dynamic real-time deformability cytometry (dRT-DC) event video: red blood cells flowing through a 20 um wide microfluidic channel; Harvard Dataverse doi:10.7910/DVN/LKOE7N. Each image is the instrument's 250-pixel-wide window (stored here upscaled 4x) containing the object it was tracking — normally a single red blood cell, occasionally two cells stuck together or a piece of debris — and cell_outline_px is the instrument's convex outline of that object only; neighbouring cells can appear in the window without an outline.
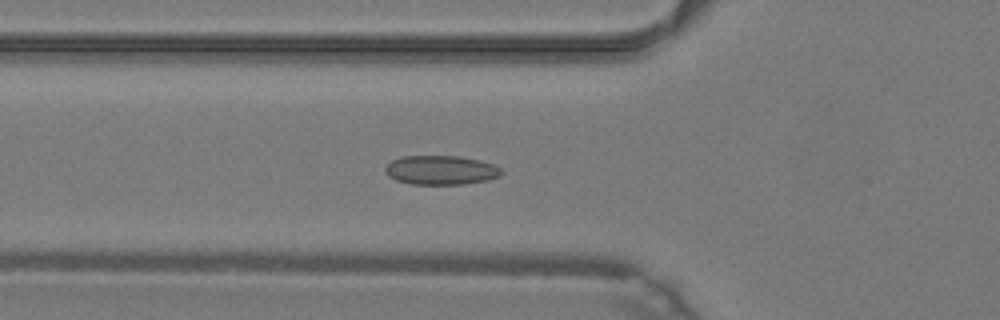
{"species": "common noctule bat (a hibernating species)", "species_latin": "Nyctalus noctula", "temperature_condition": "warm", "stored_images_in_passage": 37, "camera_frame_rate_fps": 3000, "um_per_image_px": 0.085, "animal": {"sex": "male", "body_mass_g": 19.2, "forearm_length_mm": 51.8}, "frame": {"image": 1, "passage_image": 17, "time_ms": 5.333, "image_size_px": [1000, 320], "cell_outline_px": [[504, 172], [500, 176], [488, 180], [464, 184], [412, 184], [396, 180], [388, 176], [384, 168], [392, 160], [400, 156], [460, 156], [480, 160], [492, 164], [500, 168]], "centroid_in_image_um": [37.48, 14.46], "position_along_channel_um": 88.3, "area_um2": 19.83}}
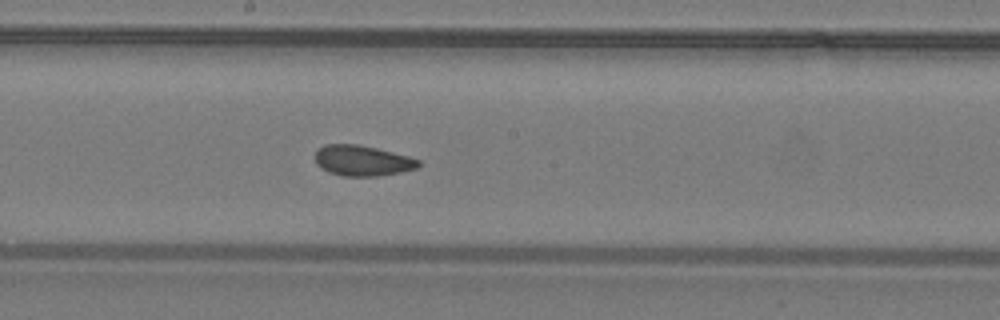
{"frame": {"image": 2, "passage_image": 26, "time_ms": 8.333, "image_size_px": [1000, 320], "cell_outline_px": [[420, 164], [416, 168], [400, 172], [376, 176], [344, 176], [328, 172], [320, 168], [316, 164], [316, 152], [324, 144], [356, 144], [376, 148], [408, 156], [420, 160]], "centroid_in_image_um": [30.78, 13.65], "position_along_channel_um": 217.4, "area_um2": 18.26}}
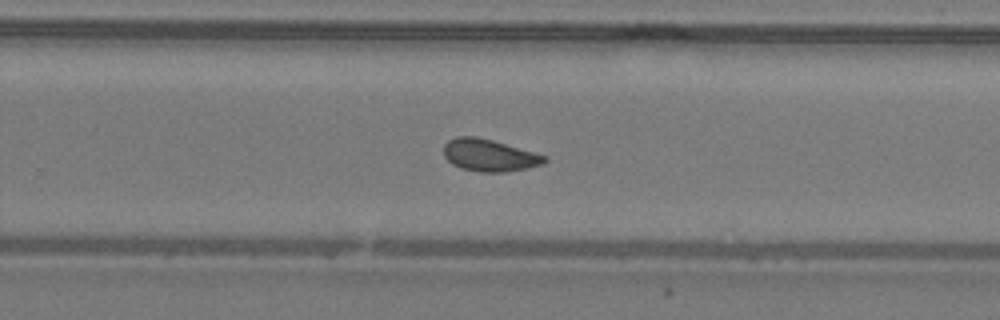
{"frame": {"image": 3, "passage_image": 31, "time_ms": 10.0, "image_size_px": [1000, 320], "cell_outline_px": [[548, 160], [544, 164], [528, 168], [504, 172], [480, 172], [460, 168], [452, 164], [444, 156], [444, 144], [448, 140], [456, 136], [476, 136], [492, 140], [548, 156]], "centroid_in_image_um": [41.6, 13.2], "position_along_channel_um": 288.2, "area_um2": 19.02}, "authors_computed_cell_mechanics": {"area_um2": 19.1896, "velocity_mm_per_s": 4.2712, "shape_relaxation_time_tau1_ms": null, "shape_relaxation_time_tau2_ms": 1.5704, "deformation_change_tau1": null, "deformation_change_tau2": 0.0784}}